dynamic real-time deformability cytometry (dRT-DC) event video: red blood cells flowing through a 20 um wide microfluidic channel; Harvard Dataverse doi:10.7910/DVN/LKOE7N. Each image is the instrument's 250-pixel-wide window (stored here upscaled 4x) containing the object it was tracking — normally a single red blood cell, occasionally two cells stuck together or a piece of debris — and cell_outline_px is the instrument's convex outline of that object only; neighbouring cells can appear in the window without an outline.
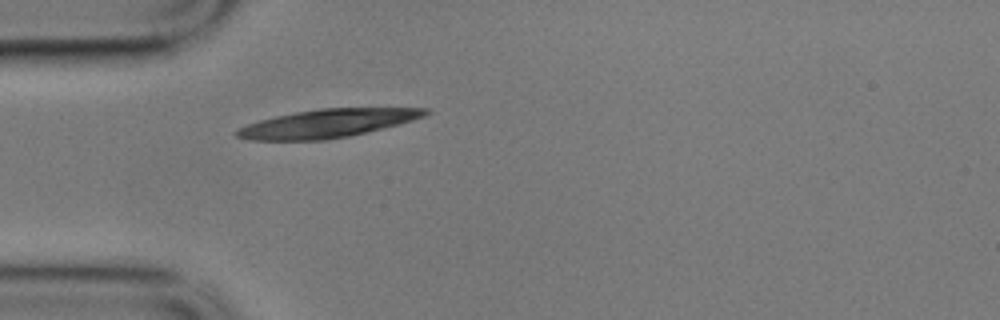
{"species": "common noctule bat (a hibernating species)", "species_latin": "Nyctalus noctula", "temperature_condition": "cold", "stored_images_in_passage": 5, "camera_frame_rate_fps": 3000, "um_per_image_px": 0.085, "animal": {"sex": "male", "body_mass_g": 17.9}, "frame": {"image": 1, "passage_image": 5, "time_ms": 1.333, "image_size_px": [1000, 320], "cell_outline_px": [[428, 112], [424, 116], [412, 120], [348, 136], [324, 140], [248, 140], [236, 136], [232, 132], [248, 124], [260, 120], [276, 116], [296, 112], [320, 108], [428, 108]], "centroid_in_image_um": [27.75, 10.49], "position_along_channel_um": 57.2, "area_um2": 30.52}}